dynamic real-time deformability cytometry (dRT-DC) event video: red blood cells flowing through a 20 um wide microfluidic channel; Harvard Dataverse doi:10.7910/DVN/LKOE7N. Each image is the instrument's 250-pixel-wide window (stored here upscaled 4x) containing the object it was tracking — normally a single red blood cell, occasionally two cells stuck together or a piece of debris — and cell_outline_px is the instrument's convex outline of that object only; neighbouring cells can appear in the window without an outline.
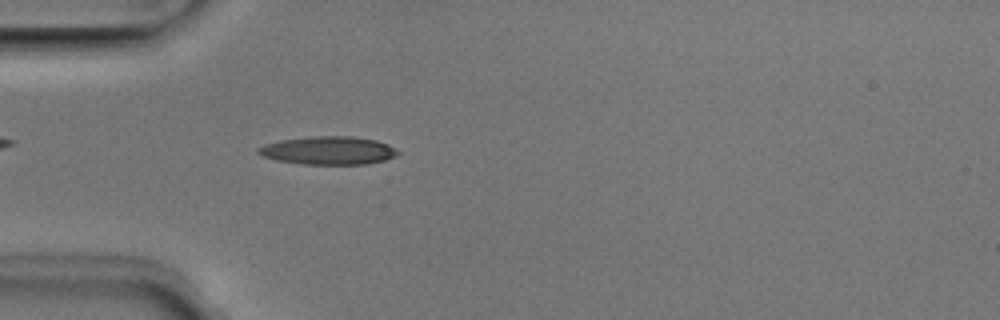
{"species": "Egyptian fruit bat (a non-hibernating species)", "species_latin": "Rousettus aegyptiacus", "temperature_condition": "room temperature", "stored_images_in_passage": 46, "camera_frame_rate_fps": 3000, "um_per_image_px": 0.085, "animal": {"sex": "male"}, "frame": {"image": 1, "passage_image": 14, "time_ms": 4.333, "image_size_px": [1000, 320], "cell_outline_px": [[400, 152], [396, 156], [384, 160], [364, 164], [300, 164], [276, 160], [264, 156], [256, 152], [256, 148], [264, 144], [280, 140], [312, 136], [352, 136], [376, 140], [388, 144]], "centroid_in_image_um": [27.89, 12.79], "position_along_channel_um": 57.1, "area_um2": 22.95}}
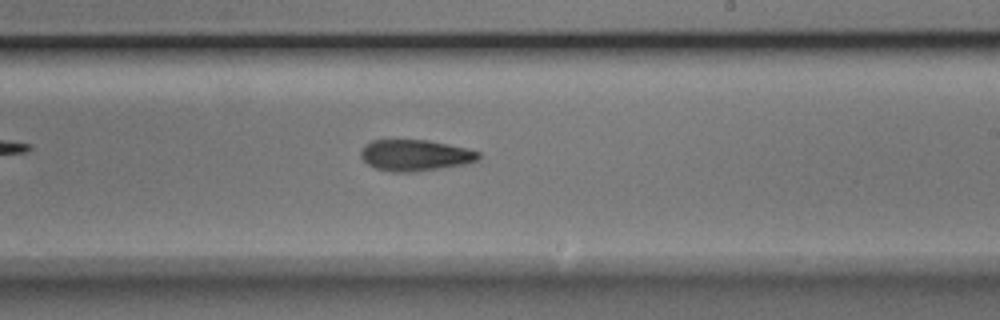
{"frame": {"image": 2, "passage_image": 29, "time_ms": 9.333, "image_size_px": [1000, 320], "cell_outline_px": [[480, 156], [476, 160], [464, 164], [416, 172], [392, 172], [376, 168], [368, 164], [360, 156], [360, 152], [364, 144], [372, 140], [428, 140], [448, 144], [480, 152]], "centroid_in_image_um": [35.25, 13.2], "position_along_channel_um": 253.8, "area_um2": 21.33}}
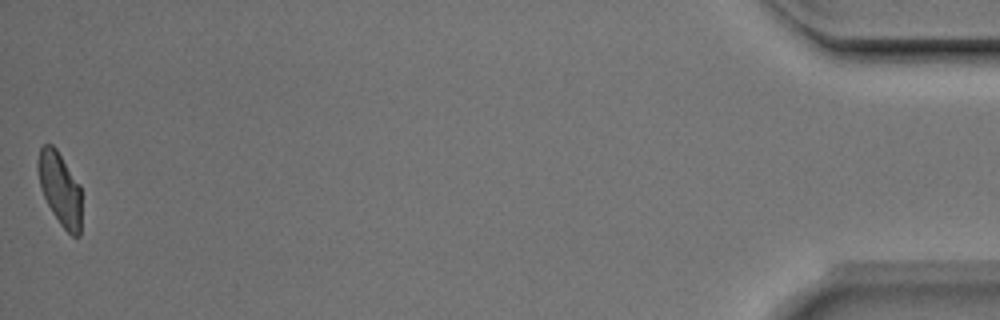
{"frame": {"image": 3, "passage_image": 46, "time_ms": 15.0, "image_size_px": [1000, 320], "cell_outline_px": [[80, 236], [72, 236], [60, 224], [52, 212], [44, 196], [40, 184], [36, 164], [36, 160], [40, 148], [44, 144], [52, 144], [56, 148], [80, 184]], "centroid_in_image_um": [5.08, 16.01], "position_along_channel_um": 430.1, "area_um2": 18.5}, "authors_computed_cell_mechanics": {"area_um2": 21.1259, "velocity_mm_per_s": 4.044, "shape_relaxation_time_tau1_ms": 3.0647, "shape_relaxation_time_tau2_ms": 5.9648, "deformation_change_tau1": 0.1569, "deformation_change_tau2": 0.166}}